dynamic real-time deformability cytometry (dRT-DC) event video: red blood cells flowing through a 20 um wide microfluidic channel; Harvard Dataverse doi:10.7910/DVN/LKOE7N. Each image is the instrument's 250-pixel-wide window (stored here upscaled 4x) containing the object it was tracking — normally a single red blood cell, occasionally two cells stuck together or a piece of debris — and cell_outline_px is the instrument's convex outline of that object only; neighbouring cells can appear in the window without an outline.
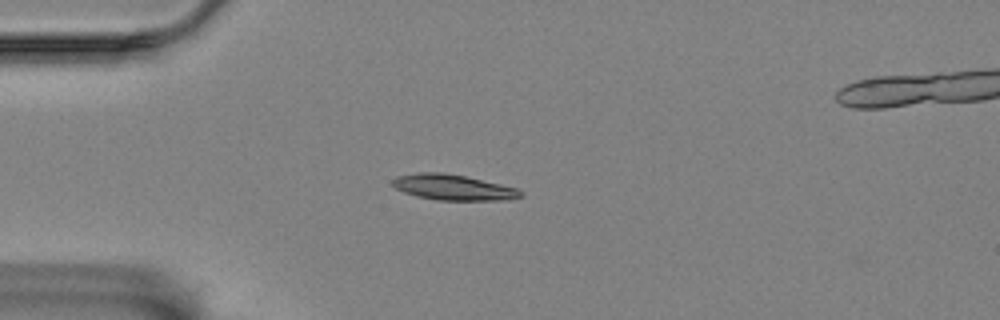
{"species": "Egyptian fruit bat (a non-hibernating species)", "species_latin": "Rousettus aegyptiacus", "temperature_condition": "room temperature", "stored_images_in_passage": 44, "segment_of_instrument_passage": [1, 2], "camera_frame_rate_fps": 3000, "um_per_image_px": 0.085, "animal": {"sex": "female"}, "frame": {"image": 1, "passage_image": 1, "time_ms": 0.0, "image_size_px": [1000, 320], "cell_outline_px": [[524, 196], [500, 200], [436, 200], [416, 196], [404, 192], [396, 188], [392, 184], [392, 180], [396, 176], [420, 172], [440, 172], [464, 176], [500, 184], [516, 188], [524, 192]], "centroid_in_image_um": [38.5, 15.92], "position_along_channel_um": 46.5, "area_um2": 18.96}}
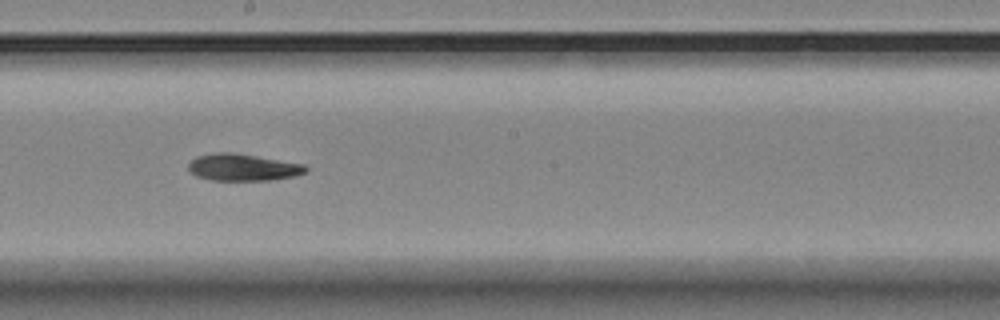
{"frame": {"image": 2, "passage_image": 18, "time_ms": 5.667, "image_size_px": [1000, 320], "cell_outline_px": [[308, 168], [304, 172], [296, 176], [272, 180], [212, 180], [196, 176], [188, 168], [188, 164], [196, 156], [216, 152], [232, 152], [304, 164]], "centroid_in_image_um": [20.63, 14.22], "position_along_channel_um": 227.6, "area_um2": 18.32}}
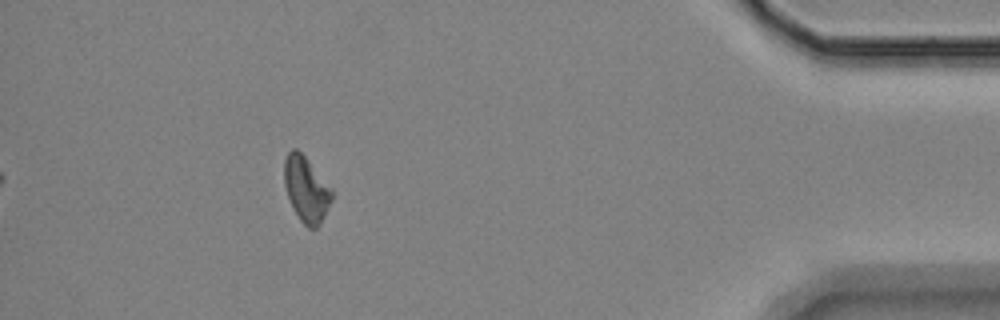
{"frame": {"image": 3, "passage_image": 38, "time_ms": 12.333, "image_size_px": [1000, 320], "cell_outline_px": [[332, 200], [320, 224], [316, 228], [308, 228], [300, 220], [288, 196], [284, 184], [284, 160], [288, 152], [292, 148], [296, 148], [308, 160], [332, 188]], "centroid_in_image_um": [26.03, 16.07], "position_along_channel_um": 409.2, "area_um2": 17.92}}